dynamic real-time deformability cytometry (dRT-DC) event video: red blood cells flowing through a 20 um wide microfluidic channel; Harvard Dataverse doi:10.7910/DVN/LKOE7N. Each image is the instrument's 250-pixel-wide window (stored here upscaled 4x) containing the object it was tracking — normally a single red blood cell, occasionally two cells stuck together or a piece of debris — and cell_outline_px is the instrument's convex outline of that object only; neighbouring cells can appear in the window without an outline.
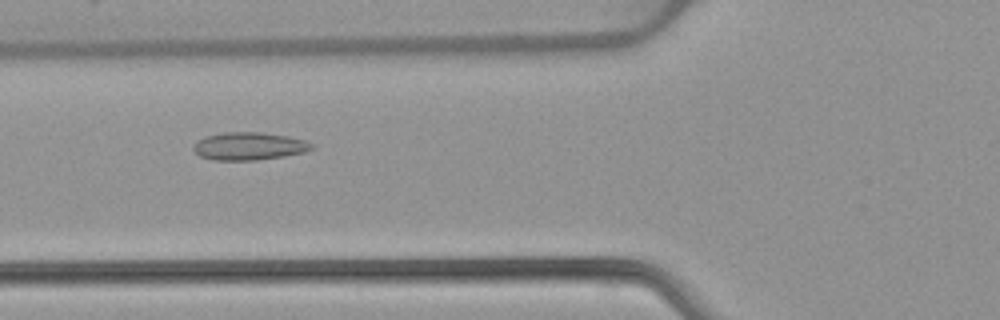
{"species": "common noctule bat (a hibernating species)", "species_latin": "Nyctalus noctula", "temperature_condition": "warm", "stored_images_in_passage": 52, "camera_frame_rate_fps": 3000, "um_per_image_px": 0.085, "animal": {"sex": "female", "body_mass_g": 22.7, "forearm_length_mm": 54.2}, "frame": {"image": 1, "passage_image": 20, "time_ms": 6.333, "image_size_px": [1000, 320], "cell_outline_px": [[312, 148], [304, 152], [284, 156], [256, 160], [212, 160], [200, 156], [192, 148], [204, 136], [224, 132], [264, 132], [288, 136], [304, 140], [312, 144]], "centroid_in_image_um": [21.16, 12.42], "position_along_channel_um": 104.6, "area_um2": 19.02}}
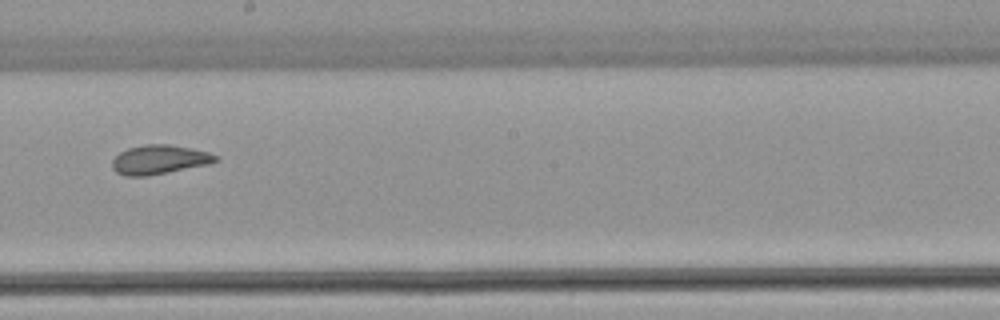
{"frame": {"image": 2, "passage_image": 30, "time_ms": 9.667, "image_size_px": [1000, 320], "cell_outline_px": [[220, 160], [208, 164], [148, 176], [124, 176], [116, 172], [112, 168], [112, 160], [120, 152], [128, 148], [144, 144], [168, 144], [192, 148], [208, 152], [216, 156]], "centroid_in_image_um": [13.52, 13.56], "position_along_channel_um": 234.7, "area_um2": 17.57}}
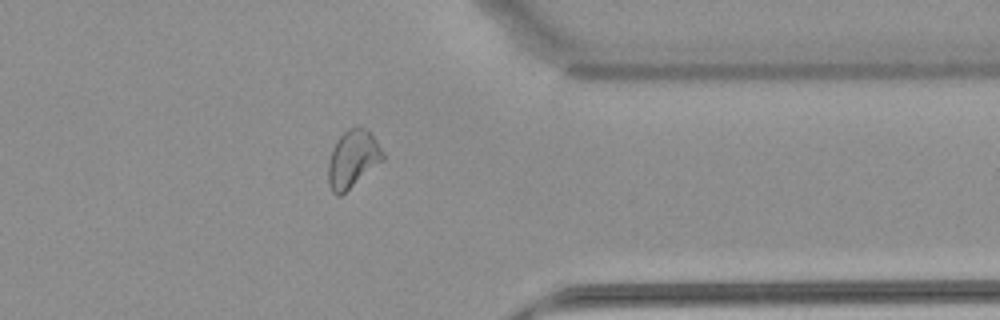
{"frame": {"image": 3, "passage_image": 42, "time_ms": 13.667, "image_size_px": [1000, 320], "cell_outline_px": [[384, 160], [340, 196], [336, 196], [332, 192], [328, 184], [328, 164], [332, 148], [336, 140], [348, 128], [368, 128], [384, 152]], "centroid_in_image_um": [29.98, 13.51], "position_along_channel_um": 381.4, "area_um2": 18.32}, "authors_computed_cell_mechanics": {"area_um2": 18.9295, "velocity_mm_per_s": 3.8962, "shape_relaxation_time_tau1_ms": null, "shape_relaxation_time_tau2_ms": 1.1352, "deformation_change_tau1": null, "deformation_change_tau2": 0.0682}}